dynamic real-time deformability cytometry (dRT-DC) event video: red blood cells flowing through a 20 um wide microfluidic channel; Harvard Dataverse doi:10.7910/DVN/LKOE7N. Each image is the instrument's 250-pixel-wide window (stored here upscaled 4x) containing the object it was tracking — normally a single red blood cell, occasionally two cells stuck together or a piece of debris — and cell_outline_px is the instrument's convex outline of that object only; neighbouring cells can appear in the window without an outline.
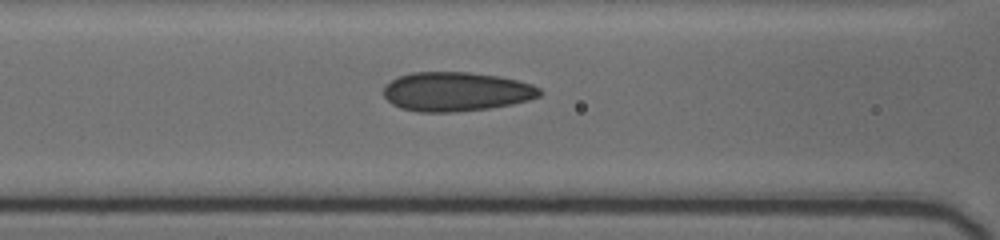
{"species": "human", "species_latin": "Homo sapiens", "temperature_condition": "cold", "stored_images_in_passage": 7, "camera_frame_rate_fps": 3000, "um_per_image_px": 0.085, "donor": {"sex": "female"}, "frame": {"image": 1, "passage_image": 3, "time_ms": 1.667, "image_size_px": [1000, 240], "cell_outline_px": [[544, 92], [540, 96], [528, 100], [512, 104], [488, 108], [452, 112], [420, 112], [400, 108], [392, 104], [384, 96], [384, 88], [392, 80], [400, 76], [412, 72], [468, 72], [500, 76], [532, 84], [540, 88]], "centroid_in_image_um": [38.8, 7.79], "position_along_channel_um": 127.8, "area_um2": 35.6}}
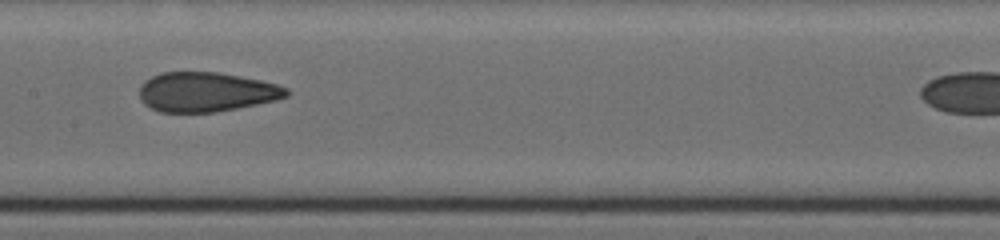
{"frame": {"image": 2, "passage_image": 5, "time_ms": 3.333, "image_size_px": [1000, 240], "cell_outline_px": [[288, 96], [276, 100], [216, 112], [160, 112], [144, 104], [140, 100], [140, 84], [144, 80], [160, 72], [216, 72], [260, 80], [276, 84], [288, 88]], "centroid_in_image_um": [17.5, 7.81], "position_along_channel_um": 189.9, "area_um2": 33.81}}